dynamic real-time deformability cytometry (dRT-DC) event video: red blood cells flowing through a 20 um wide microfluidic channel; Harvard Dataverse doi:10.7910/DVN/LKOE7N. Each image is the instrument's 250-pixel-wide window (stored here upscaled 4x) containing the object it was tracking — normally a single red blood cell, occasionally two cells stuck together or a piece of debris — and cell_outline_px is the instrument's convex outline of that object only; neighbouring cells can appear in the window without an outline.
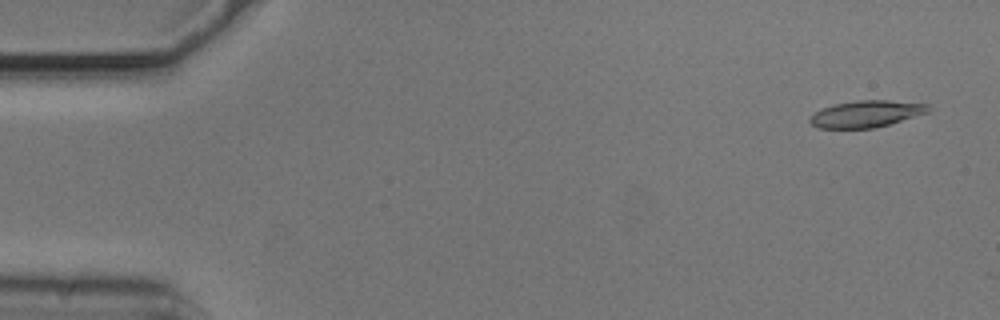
{"species": "common noctule bat (a hibernating species)", "species_latin": "Nyctalus noctula", "temperature_condition": "cold", "stored_images_in_passage": 49, "camera_frame_rate_fps": 3000, "um_per_image_px": 0.085, "animal": {"sex": "male", "body_mass_g": 20.5, "forearm_length_mm": 52.5}, "frame": {"image": 1, "passage_image": 2, "time_ms": 0.333, "image_size_px": [1000, 320], "cell_outline_px": [[932, 108], [928, 112], [888, 124], [872, 128], [820, 128], [812, 124], [808, 120], [816, 112], [824, 108], [836, 104], [856, 100], [888, 100], [928, 104]], "centroid_in_image_um": [73.65, 9.67], "position_along_channel_um": 11.3, "area_um2": 18.09}}
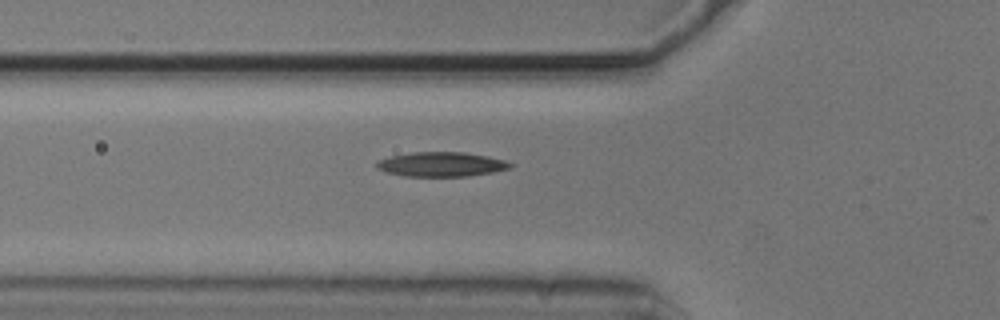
{"frame": {"image": 2, "passage_image": 18, "time_ms": 5.667, "image_size_px": [1000, 320], "cell_outline_px": [[516, 164], [508, 168], [492, 172], [468, 176], [404, 176], [388, 172], [376, 168], [376, 160], [392, 156], [412, 152], [464, 152], [488, 156], [504, 160]], "centroid_in_image_um": [37.51, 13.96], "position_along_channel_um": 88.3, "area_um2": 19.02}}
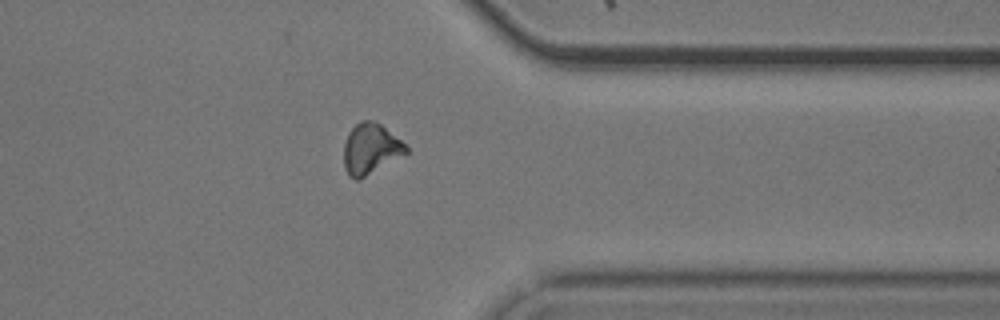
{"frame": {"image": 3, "passage_image": 42, "time_ms": 13.667, "image_size_px": [1000, 320], "cell_outline_px": [[408, 152], [360, 180], [356, 180], [348, 176], [344, 168], [344, 144], [348, 132], [360, 120], [372, 120], [380, 124], [400, 140], [408, 148]], "centroid_in_image_um": [31.46, 12.67], "position_along_channel_um": 379.9, "area_um2": 18.26}, "authors_computed_cell_mechanics": {"area_um2": 18.4382, "velocity_mm_per_s": 3.7301, "shape_relaxation_time_tau1_ms": 7.9378, "shape_relaxation_time_tau2_ms": null, "deformation_change_tau1": 0.1802, "deformation_change_tau2": null}}